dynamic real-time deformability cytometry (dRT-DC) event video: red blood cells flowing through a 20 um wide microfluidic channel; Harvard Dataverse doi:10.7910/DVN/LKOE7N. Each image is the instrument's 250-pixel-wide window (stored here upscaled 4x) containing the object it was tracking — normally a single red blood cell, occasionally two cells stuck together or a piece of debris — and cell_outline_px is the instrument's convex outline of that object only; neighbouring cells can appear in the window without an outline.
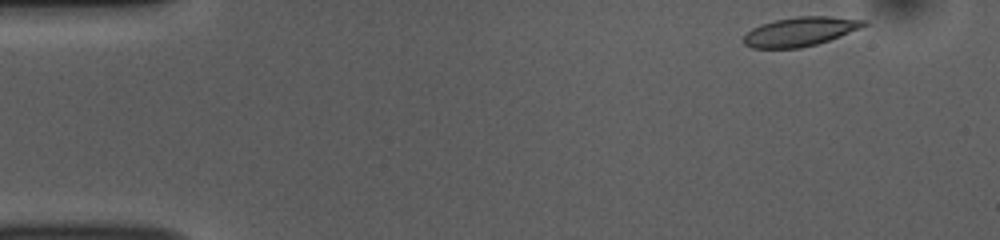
{"species": "common noctule bat (a hibernating species)", "species_latin": "Nyctalus noctula", "temperature_condition": "room temperature", "stored_images_in_passage": 49, "camera_frame_rate_fps": 3000, "um_per_image_px": 0.085, "animal": {"sex": "female", "body_mass_g": 10.0, "forearm_length_mm": 53.1}, "frame": {"image": 1, "passage_image": 1, "time_ms": 0.0, "image_size_px": [1000, 240], "cell_outline_px": [[868, 24], [860, 28], [840, 36], [816, 44], [800, 48], [752, 48], [744, 44], [744, 36], [752, 28], [760, 24], [776, 20], [796, 16], [832, 16], [868, 20]], "centroid_in_image_um": [68.03, 2.67], "position_along_channel_um": 17.0, "area_um2": 20.35}}
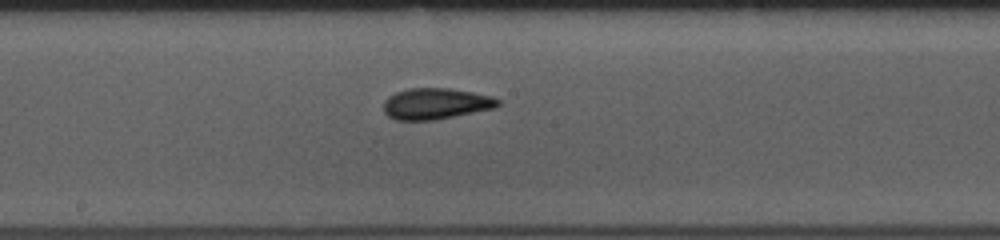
{"frame": {"image": 2, "passage_image": 24, "time_ms": 7.667, "image_size_px": [1000, 240], "cell_outline_px": [[500, 104], [496, 108], [436, 120], [396, 120], [388, 116], [384, 112], [384, 100], [388, 96], [396, 92], [408, 88], [448, 88], [472, 92], [492, 96], [500, 100]], "centroid_in_image_um": [37.05, 8.82], "position_along_channel_um": 211.2, "area_um2": 20.92}}
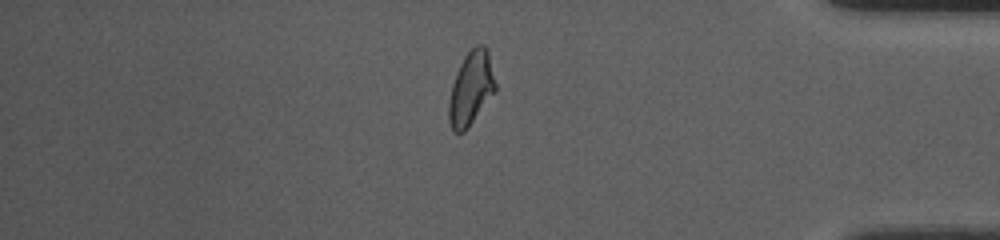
{"frame": {"image": 3, "passage_image": 41, "time_ms": 13.333, "image_size_px": [1000, 240], "cell_outline_px": [[496, 88], [464, 132], [452, 132], [448, 120], [448, 104], [452, 84], [456, 72], [464, 56], [476, 44], [484, 44], [488, 52], [496, 84]], "centroid_in_image_um": [40.0, 7.49], "position_along_channel_um": 395.2, "area_um2": 19.65}, "authors_computed_cell_mechanics": {"area_um2": 20.3456, "velocity_mm_per_s": 3.7717, "shape_relaxation_time_tau1_ms": 6.6158, "shape_relaxation_time_tau2_ms": 2.6555, "deformation_change_tau1": 0.164, "deformation_change_tau2": 0.0969}}